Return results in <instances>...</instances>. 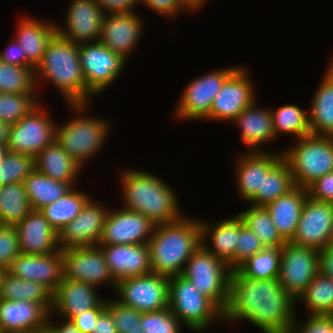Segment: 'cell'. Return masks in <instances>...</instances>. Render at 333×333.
Segmentation results:
<instances>
[{
	"instance_id": "6da1fadb",
	"label": "cell",
	"mask_w": 333,
	"mask_h": 333,
	"mask_svg": "<svg viewBox=\"0 0 333 333\" xmlns=\"http://www.w3.org/2000/svg\"><path fill=\"white\" fill-rule=\"evenodd\" d=\"M297 309L278 278L249 279L237 270L231 272L224 328L250 323L260 333H290Z\"/></svg>"
},
{
	"instance_id": "7a4b0ae2",
	"label": "cell",
	"mask_w": 333,
	"mask_h": 333,
	"mask_svg": "<svg viewBox=\"0 0 333 333\" xmlns=\"http://www.w3.org/2000/svg\"><path fill=\"white\" fill-rule=\"evenodd\" d=\"M121 166L116 172L121 207L141 213L155 225L176 222L185 216L176 190L165 178L146 169Z\"/></svg>"
},
{
	"instance_id": "3957f363",
	"label": "cell",
	"mask_w": 333,
	"mask_h": 333,
	"mask_svg": "<svg viewBox=\"0 0 333 333\" xmlns=\"http://www.w3.org/2000/svg\"><path fill=\"white\" fill-rule=\"evenodd\" d=\"M34 71L41 101V85L46 82L56 89L64 103L87 104V87L79 61L78 44L56 34L48 43L42 60Z\"/></svg>"
},
{
	"instance_id": "277c9868",
	"label": "cell",
	"mask_w": 333,
	"mask_h": 333,
	"mask_svg": "<svg viewBox=\"0 0 333 333\" xmlns=\"http://www.w3.org/2000/svg\"><path fill=\"white\" fill-rule=\"evenodd\" d=\"M147 244L152 273L167 277L180 275L186 262L202 245L200 218L186 214L176 222L155 225Z\"/></svg>"
},
{
	"instance_id": "5b68a950",
	"label": "cell",
	"mask_w": 333,
	"mask_h": 333,
	"mask_svg": "<svg viewBox=\"0 0 333 333\" xmlns=\"http://www.w3.org/2000/svg\"><path fill=\"white\" fill-rule=\"evenodd\" d=\"M92 105L65 104L73 116L55 127L56 142L83 169L104 149L113 129L109 118L91 114Z\"/></svg>"
},
{
	"instance_id": "8992f818",
	"label": "cell",
	"mask_w": 333,
	"mask_h": 333,
	"mask_svg": "<svg viewBox=\"0 0 333 333\" xmlns=\"http://www.w3.org/2000/svg\"><path fill=\"white\" fill-rule=\"evenodd\" d=\"M168 308L190 333L225 325L223 310L181 274L169 277Z\"/></svg>"
},
{
	"instance_id": "52a82bcc",
	"label": "cell",
	"mask_w": 333,
	"mask_h": 333,
	"mask_svg": "<svg viewBox=\"0 0 333 333\" xmlns=\"http://www.w3.org/2000/svg\"><path fill=\"white\" fill-rule=\"evenodd\" d=\"M282 150L296 186L307 188L318 178L333 172V136L313 135L293 140Z\"/></svg>"
},
{
	"instance_id": "ba28073f",
	"label": "cell",
	"mask_w": 333,
	"mask_h": 333,
	"mask_svg": "<svg viewBox=\"0 0 333 333\" xmlns=\"http://www.w3.org/2000/svg\"><path fill=\"white\" fill-rule=\"evenodd\" d=\"M240 65L216 68L190 79L176 101L175 109L172 110V119L178 123L200 122V120L204 122L210 115L214 97L221 90L226 79Z\"/></svg>"
},
{
	"instance_id": "9c48e42d",
	"label": "cell",
	"mask_w": 333,
	"mask_h": 333,
	"mask_svg": "<svg viewBox=\"0 0 333 333\" xmlns=\"http://www.w3.org/2000/svg\"><path fill=\"white\" fill-rule=\"evenodd\" d=\"M79 61L87 87V104L108 91L125 71L128 62L100 41L82 43ZM95 97V98H94Z\"/></svg>"
},
{
	"instance_id": "30bf717a",
	"label": "cell",
	"mask_w": 333,
	"mask_h": 333,
	"mask_svg": "<svg viewBox=\"0 0 333 333\" xmlns=\"http://www.w3.org/2000/svg\"><path fill=\"white\" fill-rule=\"evenodd\" d=\"M231 272L225 262L201 245L186 262L181 275L224 311L229 299Z\"/></svg>"
},
{
	"instance_id": "8fae6325",
	"label": "cell",
	"mask_w": 333,
	"mask_h": 333,
	"mask_svg": "<svg viewBox=\"0 0 333 333\" xmlns=\"http://www.w3.org/2000/svg\"><path fill=\"white\" fill-rule=\"evenodd\" d=\"M45 101H41L26 116L9 126L6 142L8 151L35 157L55 140L58 120L52 118V105L49 106Z\"/></svg>"
},
{
	"instance_id": "7c38bea8",
	"label": "cell",
	"mask_w": 333,
	"mask_h": 333,
	"mask_svg": "<svg viewBox=\"0 0 333 333\" xmlns=\"http://www.w3.org/2000/svg\"><path fill=\"white\" fill-rule=\"evenodd\" d=\"M248 68L246 64L245 66L240 65L226 79L221 90L214 97L206 122L231 123L245 108L259 98L255 79Z\"/></svg>"
},
{
	"instance_id": "4fadbf2b",
	"label": "cell",
	"mask_w": 333,
	"mask_h": 333,
	"mask_svg": "<svg viewBox=\"0 0 333 333\" xmlns=\"http://www.w3.org/2000/svg\"><path fill=\"white\" fill-rule=\"evenodd\" d=\"M279 266V283L297 301L320 271L319 250L286 241L281 247Z\"/></svg>"
},
{
	"instance_id": "5bb4252c",
	"label": "cell",
	"mask_w": 333,
	"mask_h": 333,
	"mask_svg": "<svg viewBox=\"0 0 333 333\" xmlns=\"http://www.w3.org/2000/svg\"><path fill=\"white\" fill-rule=\"evenodd\" d=\"M115 299L140 313L159 311L169 304V277L150 273L116 283Z\"/></svg>"
},
{
	"instance_id": "9a60e30c",
	"label": "cell",
	"mask_w": 333,
	"mask_h": 333,
	"mask_svg": "<svg viewBox=\"0 0 333 333\" xmlns=\"http://www.w3.org/2000/svg\"><path fill=\"white\" fill-rule=\"evenodd\" d=\"M62 255L63 279L89 283L98 289L106 286L114 292L116 281L99 246L67 248Z\"/></svg>"
},
{
	"instance_id": "2e32d148",
	"label": "cell",
	"mask_w": 333,
	"mask_h": 333,
	"mask_svg": "<svg viewBox=\"0 0 333 333\" xmlns=\"http://www.w3.org/2000/svg\"><path fill=\"white\" fill-rule=\"evenodd\" d=\"M91 197L79 215L58 233L59 249L98 246L103 226L110 211L109 204Z\"/></svg>"
},
{
	"instance_id": "e0dca14e",
	"label": "cell",
	"mask_w": 333,
	"mask_h": 333,
	"mask_svg": "<svg viewBox=\"0 0 333 333\" xmlns=\"http://www.w3.org/2000/svg\"><path fill=\"white\" fill-rule=\"evenodd\" d=\"M68 4L64 21H56L57 34L78 45L100 41L105 13L98 3L95 0H71Z\"/></svg>"
},
{
	"instance_id": "ac0fdd59",
	"label": "cell",
	"mask_w": 333,
	"mask_h": 333,
	"mask_svg": "<svg viewBox=\"0 0 333 333\" xmlns=\"http://www.w3.org/2000/svg\"><path fill=\"white\" fill-rule=\"evenodd\" d=\"M154 227L155 224L141 213L111 206L99 245L145 244L149 242Z\"/></svg>"
},
{
	"instance_id": "d6986e66",
	"label": "cell",
	"mask_w": 333,
	"mask_h": 333,
	"mask_svg": "<svg viewBox=\"0 0 333 333\" xmlns=\"http://www.w3.org/2000/svg\"><path fill=\"white\" fill-rule=\"evenodd\" d=\"M144 20L140 12L106 13L102 21L100 42L129 63V58L146 31Z\"/></svg>"
},
{
	"instance_id": "ffe728a7",
	"label": "cell",
	"mask_w": 333,
	"mask_h": 333,
	"mask_svg": "<svg viewBox=\"0 0 333 333\" xmlns=\"http://www.w3.org/2000/svg\"><path fill=\"white\" fill-rule=\"evenodd\" d=\"M273 152H237L234 158L236 197L247 203L258 191H262L263 175L281 158L282 150ZM238 195V196H237Z\"/></svg>"
},
{
	"instance_id": "44dd1931",
	"label": "cell",
	"mask_w": 333,
	"mask_h": 333,
	"mask_svg": "<svg viewBox=\"0 0 333 333\" xmlns=\"http://www.w3.org/2000/svg\"><path fill=\"white\" fill-rule=\"evenodd\" d=\"M332 228L333 210L330 202H320L308 197L291 242L322 250L330 244Z\"/></svg>"
},
{
	"instance_id": "7402d4cb",
	"label": "cell",
	"mask_w": 333,
	"mask_h": 333,
	"mask_svg": "<svg viewBox=\"0 0 333 333\" xmlns=\"http://www.w3.org/2000/svg\"><path fill=\"white\" fill-rule=\"evenodd\" d=\"M257 102H259L258 99L231 122L232 125L237 126L240 131L239 139L246 147V150L242 149L241 152H273V149L267 146L278 141L275 137L270 107H260L261 105Z\"/></svg>"
},
{
	"instance_id": "603a6c76",
	"label": "cell",
	"mask_w": 333,
	"mask_h": 333,
	"mask_svg": "<svg viewBox=\"0 0 333 333\" xmlns=\"http://www.w3.org/2000/svg\"><path fill=\"white\" fill-rule=\"evenodd\" d=\"M7 271L23 280L41 283L54 293L63 279L62 250L46 255L20 253Z\"/></svg>"
},
{
	"instance_id": "cb8c5ba5",
	"label": "cell",
	"mask_w": 333,
	"mask_h": 333,
	"mask_svg": "<svg viewBox=\"0 0 333 333\" xmlns=\"http://www.w3.org/2000/svg\"><path fill=\"white\" fill-rule=\"evenodd\" d=\"M116 283L152 273L148 244L98 245Z\"/></svg>"
},
{
	"instance_id": "d4e9b609",
	"label": "cell",
	"mask_w": 333,
	"mask_h": 333,
	"mask_svg": "<svg viewBox=\"0 0 333 333\" xmlns=\"http://www.w3.org/2000/svg\"><path fill=\"white\" fill-rule=\"evenodd\" d=\"M95 286L85 282L62 279L57 290L53 293L51 313L55 316L70 320L71 318L96 308L104 299Z\"/></svg>"
},
{
	"instance_id": "484cf974",
	"label": "cell",
	"mask_w": 333,
	"mask_h": 333,
	"mask_svg": "<svg viewBox=\"0 0 333 333\" xmlns=\"http://www.w3.org/2000/svg\"><path fill=\"white\" fill-rule=\"evenodd\" d=\"M31 14L18 16L14 39L21 46L23 55L36 68L42 60L48 43L57 34L56 20L39 19Z\"/></svg>"
},
{
	"instance_id": "4316f807",
	"label": "cell",
	"mask_w": 333,
	"mask_h": 333,
	"mask_svg": "<svg viewBox=\"0 0 333 333\" xmlns=\"http://www.w3.org/2000/svg\"><path fill=\"white\" fill-rule=\"evenodd\" d=\"M20 253L46 255L59 251L58 233L51 227L40 210H31L15 225Z\"/></svg>"
},
{
	"instance_id": "83f0119b",
	"label": "cell",
	"mask_w": 333,
	"mask_h": 333,
	"mask_svg": "<svg viewBox=\"0 0 333 333\" xmlns=\"http://www.w3.org/2000/svg\"><path fill=\"white\" fill-rule=\"evenodd\" d=\"M200 218L202 245L233 271V257L240 232V217L236 213L221 220Z\"/></svg>"
},
{
	"instance_id": "f1b7e54d",
	"label": "cell",
	"mask_w": 333,
	"mask_h": 333,
	"mask_svg": "<svg viewBox=\"0 0 333 333\" xmlns=\"http://www.w3.org/2000/svg\"><path fill=\"white\" fill-rule=\"evenodd\" d=\"M50 312L41 304L27 300L0 298V332H23L47 327Z\"/></svg>"
},
{
	"instance_id": "f546056e",
	"label": "cell",
	"mask_w": 333,
	"mask_h": 333,
	"mask_svg": "<svg viewBox=\"0 0 333 333\" xmlns=\"http://www.w3.org/2000/svg\"><path fill=\"white\" fill-rule=\"evenodd\" d=\"M327 63L308 106L313 135L333 136V57Z\"/></svg>"
},
{
	"instance_id": "4dcf8cb0",
	"label": "cell",
	"mask_w": 333,
	"mask_h": 333,
	"mask_svg": "<svg viewBox=\"0 0 333 333\" xmlns=\"http://www.w3.org/2000/svg\"><path fill=\"white\" fill-rule=\"evenodd\" d=\"M34 169L60 182L78 186L84 169L57 142L41 150L34 157Z\"/></svg>"
},
{
	"instance_id": "1f68e13d",
	"label": "cell",
	"mask_w": 333,
	"mask_h": 333,
	"mask_svg": "<svg viewBox=\"0 0 333 333\" xmlns=\"http://www.w3.org/2000/svg\"><path fill=\"white\" fill-rule=\"evenodd\" d=\"M307 198V188L296 186L289 193L265 206L278 233L285 241H291L295 236Z\"/></svg>"
},
{
	"instance_id": "d6a6232c",
	"label": "cell",
	"mask_w": 333,
	"mask_h": 333,
	"mask_svg": "<svg viewBox=\"0 0 333 333\" xmlns=\"http://www.w3.org/2000/svg\"><path fill=\"white\" fill-rule=\"evenodd\" d=\"M80 188L81 186L72 187L64 196L40 209L57 233L79 215L83 206L92 197Z\"/></svg>"
},
{
	"instance_id": "836d02e7",
	"label": "cell",
	"mask_w": 333,
	"mask_h": 333,
	"mask_svg": "<svg viewBox=\"0 0 333 333\" xmlns=\"http://www.w3.org/2000/svg\"><path fill=\"white\" fill-rule=\"evenodd\" d=\"M0 298L41 303L49 312L53 307V293L49 289L41 283L18 278L7 270L2 278Z\"/></svg>"
},
{
	"instance_id": "e575fe53",
	"label": "cell",
	"mask_w": 333,
	"mask_h": 333,
	"mask_svg": "<svg viewBox=\"0 0 333 333\" xmlns=\"http://www.w3.org/2000/svg\"><path fill=\"white\" fill-rule=\"evenodd\" d=\"M276 139L281 136H292L294 140L311 134L309 125V109H302L296 104L287 103L270 107Z\"/></svg>"
},
{
	"instance_id": "d590c367",
	"label": "cell",
	"mask_w": 333,
	"mask_h": 333,
	"mask_svg": "<svg viewBox=\"0 0 333 333\" xmlns=\"http://www.w3.org/2000/svg\"><path fill=\"white\" fill-rule=\"evenodd\" d=\"M296 187L288 163L283 157L263 175L262 191H258L247 203L266 206Z\"/></svg>"
},
{
	"instance_id": "8d00e7d4",
	"label": "cell",
	"mask_w": 333,
	"mask_h": 333,
	"mask_svg": "<svg viewBox=\"0 0 333 333\" xmlns=\"http://www.w3.org/2000/svg\"><path fill=\"white\" fill-rule=\"evenodd\" d=\"M33 210H40L64 196L73 186L56 181L37 170H33L23 182Z\"/></svg>"
},
{
	"instance_id": "74e56055",
	"label": "cell",
	"mask_w": 333,
	"mask_h": 333,
	"mask_svg": "<svg viewBox=\"0 0 333 333\" xmlns=\"http://www.w3.org/2000/svg\"><path fill=\"white\" fill-rule=\"evenodd\" d=\"M307 315H333V279L319 271L296 301Z\"/></svg>"
},
{
	"instance_id": "f35d334b",
	"label": "cell",
	"mask_w": 333,
	"mask_h": 333,
	"mask_svg": "<svg viewBox=\"0 0 333 333\" xmlns=\"http://www.w3.org/2000/svg\"><path fill=\"white\" fill-rule=\"evenodd\" d=\"M247 209L237 214L244 225L250 229L266 248L282 247L286 241L280 236L265 206L246 203Z\"/></svg>"
},
{
	"instance_id": "ab89813d",
	"label": "cell",
	"mask_w": 333,
	"mask_h": 333,
	"mask_svg": "<svg viewBox=\"0 0 333 333\" xmlns=\"http://www.w3.org/2000/svg\"><path fill=\"white\" fill-rule=\"evenodd\" d=\"M31 210L23 183L0 186V225L15 226Z\"/></svg>"
},
{
	"instance_id": "60d3db41",
	"label": "cell",
	"mask_w": 333,
	"mask_h": 333,
	"mask_svg": "<svg viewBox=\"0 0 333 333\" xmlns=\"http://www.w3.org/2000/svg\"><path fill=\"white\" fill-rule=\"evenodd\" d=\"M281 247L264 248L242 263L236 270L249 279L278 278Z\"/></svg>"
},
{
	"instance_id": "b9f144b4",
	"label": "cell",
	"mask_w": 333,
	"mask_h": 333,
	"mask_svg": "<svg viewBox=\"0 0 333 333\" xmlns=\"http://www.w3.org/2000/svg\"><path fill=\"white\" fill-rule=\"evenodd\" d=\"M34 66H16L0 60V93H38Z\"/></svg>"
},
{
	"instance_id": "7bdbcfd3",
	"label": "cell",
	"mask_w": 333,
	"mask_h": 333,
	"mask_svg": "<svg viewBox=\"0 0 333 333\" xmlns=\"http://www.w3.org/2000/svg\"><path fill=\"white\" fill-rule=\"evenodd\" d=\"M40 102L39 93H0V121L13 125Z\"/></svg>"
},
{
	"instance_id": "ee69618b",
	"label": "cell",
	"mask_w": 333,
	"mask_h": 333,
	"mask_svg": "<svg viewBox=\"0 0 333 333\" xmlns=\"http://www.w3.org/2000/svg\"><path fill=\"white\" fill-rule=\"evenodd\" d=\"M33 170V156L8 151L0 162V186L23 183Z\"/></svg>"
},
{
	"instance_id": "f6af8a7d",
	"label": "cell",
	"mask_w": 333,
	"mask_h": 333,
	"mask_svg": "<svg viewBox=\"0 0 333 333\" xmlns=\"http://www.w3.org/2000/svg\"><path fill=\"white\" fill-rule=\"evenodd\" d=\"M140 326L143 333H184V326L167 307L159 311L142 313ZM183 331V332H182Z\"/></svg>"
},
{
	"instance_id": "bcb514c9",
	"label": "cell",
	"mask_w": 333,
	"mask_h": 333,
	"mask_svg": "<svg viewBox=\"0 0 333 333\" xmlns=\"http://www.w3.org/2000/svg\"><path fill=\"white\" fill-rule=\"evenodd\" d=\"M106 308L112 314L117 333H143L140 326L142 313L114 297L106 298Z\"/></svg>"
},
{
	"instance_id": "7dc6e473",
	"label": "cell",
	"mask_w": 333,
	"mask_h": 333,
	"mask_svg": "<svg viewBox=\"0 0 333 333\" xmlns=\"http://www.w3.org/2000/svg\"><path fill=\"white\" fill-rule=\"evenodd\" d=\"M265 247L259 238L248 229L240 218V232L233 257V270H236L247 259L251 258Z\"/></svg>"
},
{
	"instance_id": "c3c4849f",
	"label": "cell",
	"mask_w": 333,
	"mask_h": 333,
	"mask_svg": "<svg viewBox=\"0 0 333 333\" xmlns=\"http://www.w3.org/2000/svg\"><path fill=\"white\" fill-rule=\"evenodd\" d=\"M19 254L20 248L16 227L0 225V267L7 270Z\"/></svg>"
},
{
	"instance_id": "681fc988",
	"label": "cell",
	"mask_w": 333,
	"mask_h": 333,
	"mask_svg": "<svg viewBox=\"0 0 333 333\" xmlns=\"http://www.w3.org/2000/svg\"><path fill=\"white\" fill-rule=\"evenodd\" d=\"M304 315L296 314L290 333H333V315Z\"/></svg>"
},
{
	"instance_id": "f907efd6",
	"label": "cell",
	"mask_w": 333,
	"mask_h": 333,
	"mask_svg": "<svg viewBox=\"0 0 333 333\" xmlns=\"http://www.w3.org/2000/svg\"><path fill=\"white\" fill-rule=\"evenodd\" d=\"M145 8L153 11L157 15H162L163 18H166L168 21H175L178 19L182 13L191 12L179 1V0H139ZM171 19V20H170ZM175 19V20H173Z\"/></svg>"
},
{
	"instance_id": "816d5d0a",
	"label": "cell",
	"mask_w": 333,
	"mask_h": 333,
	"mask_svg": "<svg viewBox=\"0 0 333 333\" xmlns=\"http://www.w3.org/2000/svg\"><path fill=\"white\" fill-rule=\"evenodd\" d=\"M308 197L320 202H331L333 200V172L315 180L307 187Z\"/></svg>"
},
{
	"instance_id": "f5cc1de1",
	"label": "cell",
	"mask_w": 333,
	"mask_h": 333,
	"mask_svg": "<svg viewBox=\"0 0 333 333\" xmlns=\"http://www.w3.org/2000/svg\"><path fill=\"white\" fill-rule=\"evenodd\" d=\"M106 309V297L96 307L92 308L84 313L76 315L71 318L70 321L81 333H93L95 331V323L98 316Z\"/></svg>"
},
{
	"instance_id": "db71d44e",
	"label": "cell",
	"mask_w": 333,
	"mask_h": 333,
	"mask_svg": "<svg viewBox=\"0 0 333 333\" xmlns=\"http://www.w3.org/2000/svg\"><path fill=\"white\" fill-rule=\"evenodd\" d=\"M0 60L8 63L10 65L16 66H33L23 55V51L18 42L12 37V39L7 43V47L4 50H0Z\"/></svg>"
},
{
	"instance_id": "11a10c76",
	"label": "cell",
	"mask_w": 333,
	"mask_h": 333,
	"mask_svg": "<svg viewBox=\"0 0 333 333\" xmlns=\"http://www.w3.org/2000/svg\"><path fill=\"white\" fill-rule=\"evenodd\" d=\"M104 13H133L138 12L139 0H95ZM137 7V8H135Z\"/></svg>"
},
{
	"instance_id": "9f6ffc18",
	"label": "cell",
	"mask_w": 333,
	"mask_h": 333,
	"mask_svg": "<svg viewBox=\"0 0 333 333\" xmlns=\"http://www.w3.org/2000/svg\"><path fill=\"white\" fill-rule=\"evenodd\" d=\"M47 327L50 333H81L70 320L61 319L51 312Z\"/></svg>"
},
{
	"instance_id": "6f0895ef",
	"label": "cell",
	"mask_w": 333,
	"mask_h": 333,
	"mask_svg": "<svg viewBox=\"0 0 333 333\" xmlns=\"http://www.w3.org/2000/svg\"><path fill=\"white\" fill-rule=\"evenodd\" d=\"M93 333H117L112 314L107 308L98 316Z\"/></svg>"
},
{
	"instance_id": "680465c9",
	"label": "cell",
	"mask_w": 333,
	"mask_h": 333,
	"mask_svg": "<svg viewBox=\"0 0 333 333\" xmlns=\"http://www.w3.org/2000/svg\"><path fill=\"white\" fill-rule=\"evenodd\" d=\"M320 254V271L333 279V244L319 250Z\"/></svg>"
},
{
	"instance_id": "91938a15",
	"label": "cell",
	"mask_w": 333,
	"mask_h": 333,
	"mask_svg": "<svg viewBox=\"0 0 333 333\" xmlns=\"http://www.w3.org/2000/svg\"><path fill=\"white\" fill-rule=\"evenodd\" d=\"M192 14L204 10L210 0H179Z\"/></svg>"
},
{
	"instance_id": "94428289",
	"label": "cell",
	"mask_w": 333,
	"mask_h": 333,
	"mask_svg": "<svg viewBox=\"0 0 333 333\" xmlns=\"http://www.w3.org/2000/svg\"><path fill=\"white\" fill-rule=\"evenodd\" d=\"M9 125L0 121V143H6L8 138Z\"/></svg>"
},
{
	"instance_id": "6125c7cd",
	"label": "cell",
	"mask_w": 333,
	"mask_h": 333,
	"mask_svg": "<svg viewBox=\"0 0 333 333\" xmlns=\"http://www.w3.org/2000/svg\"><path fill=\"white\" fill-rule=\"evenodd\" d=\"M7 152H8V147L6 143H0V162L4 159Z\"/></svg>"
},
{
	"instance_id": "be15d7a7",
	"label": "cell",
	"mask_w": 333,
	"mask_h": 333,
	"mask_svg": "<svg viewBox=\"0 0 333 333\" xmlns=\"http://www.w3.org/2000/svg\"><path fill=\"white\" fill-rule=\"evenodd\" d=\"M11 333H47V327H44L42 329L29 330L23 332H11Z\"/></svg>"
},
{
	"instance_id": "e7e4bbea",
	"label": "cell",
	"mask_w": 333,
	"mask_h": 333,
	"mask_svg": "<svg viewBox=\"0 0 333 333\" xmlns=\"http://www.w3.org/2000/svg\"><path fill=\"white\" fill-rule=\"evenodd\" d=\"M5 272H6V269H4L3 267H0V288H1L2 278L5 274Z\"/></svg>"
},
{
	"instance_id": "03108f58",
	"label": "cell",
	"mask_w": 333,
	"mask_h": 333,
	"mask_svg": "<svg viewBox=\"0 0 333 333\" xmlns=\"http://www.w3.org/2000/svg\"><path fill=\"white\" fill-rule=\"evenodd\" d=\"M330 244H333V228H332V234H331Z\"/></svg>"
},
{
	"instance_id": "003e7915",
	"label": "cell",
	"mask_w": 333,
	"mask_h": 333,
	"mask_svg": "<svg viewBox=\"0 0 333 333\" xmlns=\"http://www.w3.org/2000/svg\"><path fill=\"white\" fill-rule=\"evenodd\" d=\"M330 204H331V208L333 210V200L330 202Z\"/></svg>"
}]
</instances>
